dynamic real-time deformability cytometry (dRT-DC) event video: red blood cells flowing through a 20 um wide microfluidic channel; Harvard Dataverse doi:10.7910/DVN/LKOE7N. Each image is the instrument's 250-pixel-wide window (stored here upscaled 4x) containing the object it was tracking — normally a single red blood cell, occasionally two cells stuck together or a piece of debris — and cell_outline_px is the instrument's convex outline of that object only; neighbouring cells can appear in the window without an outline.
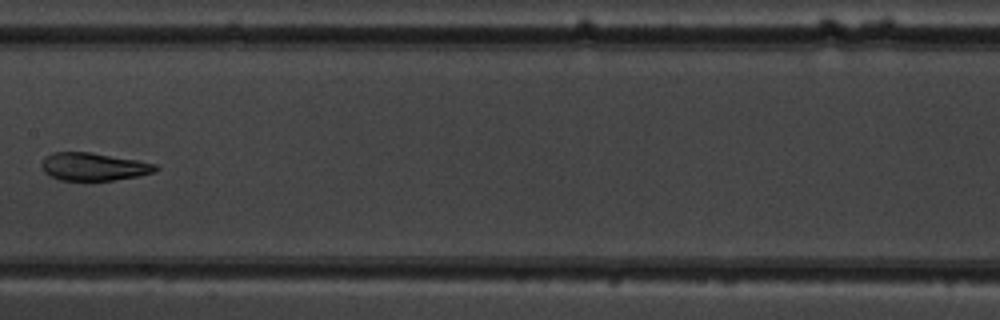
{"species": "common noctule bat (a hibernating species)", "species_latin": "Nyctalus noctula", "temperature_condition": "warm", "stored_images_in_passage": 9, "camera_frame_rate_fps": 3000, "um_per_image_px": 0.085, "animal": {"sex": "male", "body_mass_g": 19.5, "forearm_length_mm": 54.6}, "frame": {"image": 1, "passage_image": 8, "time_ms": 8.333, "image_size_px": [1000, 320], "cell_outline_px": [[160, 168], [156, 172], [136, 176], [112, 180], [60, 180], [48, 176], [44, 172], [40, 164], [44, 156], [52, 152], [92, 152], [136, 160], [156, 164]], "centroid_in_image_um": [7.92, 14.16], "position_along_channel_um": 199.5, "area_um2": 18.61}}
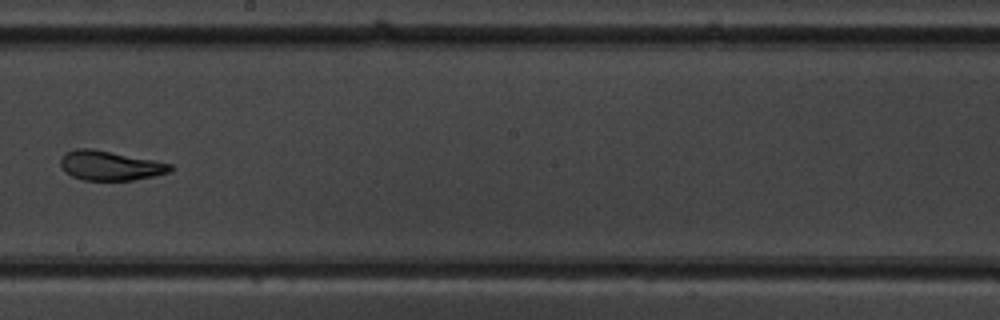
{"frame": {"image": 2, "passage_image": 9, "time_ms": 9.333, "image_size_px": [1000, 320], "cell_outline_px": [[172, 172], [132, 180], [84, 180], [72, 176], [64, 172], [60, 168], [60, 156], [64, 152], [76, 148], [92, 148], [172, 164]], "centroid_in_image_um": [9.29, 14.07], "position_along_channel_um": 238.9, "area_um2": 18.96}}